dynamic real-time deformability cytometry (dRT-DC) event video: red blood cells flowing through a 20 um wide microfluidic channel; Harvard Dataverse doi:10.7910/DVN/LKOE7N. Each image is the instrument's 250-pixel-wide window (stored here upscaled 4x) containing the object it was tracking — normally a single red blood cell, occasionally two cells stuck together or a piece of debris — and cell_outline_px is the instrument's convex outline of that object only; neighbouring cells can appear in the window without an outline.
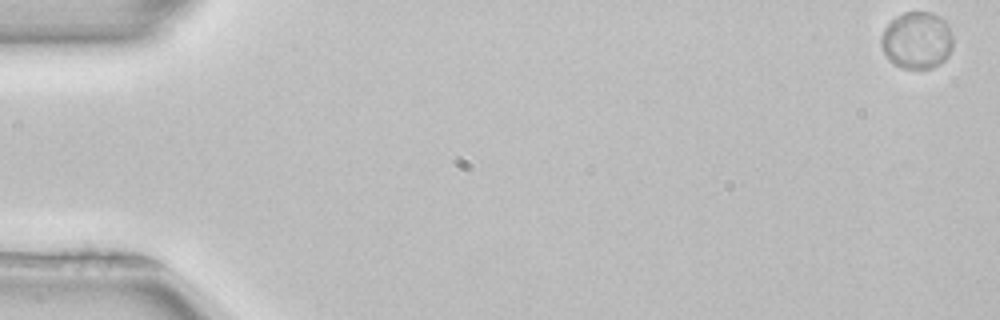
{"species": "common noctule bat (a hibernating species)", "species_latin": "Nyctalus noctula", "temperature_condition": "room temperature", "stored_images_in_passage": 11, "camera_frame_rate_fps": 3000, "um_per_image_px": 0.085, "animal": {"sex": "female", "body_mass_g": 22.7, "forearm_length_mm": 54.2}, "frame": {"image": 1, "passage_image": 1, "time_ms": 0.0, "image_size_px": [1000, 320], "cell_outline_px": [[952, 48], [948, 56], [940, 64], [932, 68], [900, 68], [892, 64], [888, 60], [880, 44], [880, 36], [884, 28], [896, 16], [904, 12], [928, 12], [944, 20], [952, 32]], "centroid_in_image_um": [77.91, 3.44], "position_along_channel_um": 7.1, "area_um2": 24.04}}